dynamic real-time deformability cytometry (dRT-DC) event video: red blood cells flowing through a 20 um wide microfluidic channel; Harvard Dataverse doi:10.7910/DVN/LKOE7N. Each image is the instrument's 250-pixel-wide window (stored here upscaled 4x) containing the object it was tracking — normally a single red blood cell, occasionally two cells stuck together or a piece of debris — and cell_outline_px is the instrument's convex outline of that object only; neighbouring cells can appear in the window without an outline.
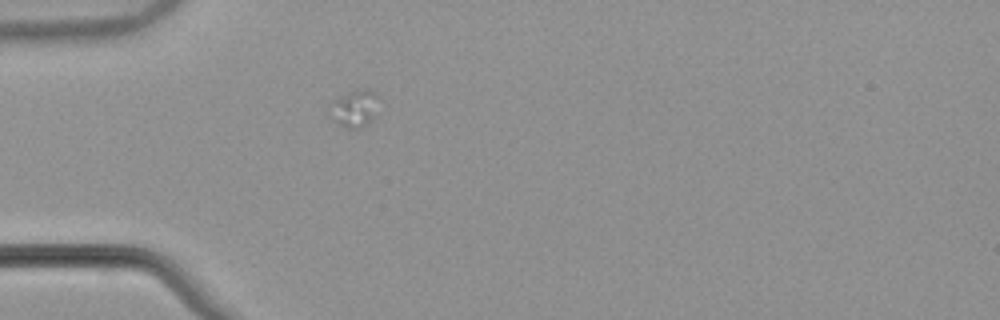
{"species": "common noctule bat (a hibernating species)", "species_latin": "Nyctalus noctula", "temperature_condition": "warm", "stored_images_in_passage": 8, "camera_frame_rate_fps": 3000, "um_per_image_px": 0.085, "animal": {"sex": "male", "body_mass_g": 21.5, "forearm_length_mm": 52.0}, "frame": {"image": 1, "passage_image": 2, "time_ms": 0.333, "image_size_px": [1000, 320], "cell_outline_px": [[380, 100], [372, 120], [356, 128], [348, 128], [340, 124], [328, 104], [332, 100], [348, 92], [368, 88], [380, 96]], "centroid_in_image_um": [30.21, 9.15], "position_along_channel_um": 54.8, "area_um2": 10.23}}